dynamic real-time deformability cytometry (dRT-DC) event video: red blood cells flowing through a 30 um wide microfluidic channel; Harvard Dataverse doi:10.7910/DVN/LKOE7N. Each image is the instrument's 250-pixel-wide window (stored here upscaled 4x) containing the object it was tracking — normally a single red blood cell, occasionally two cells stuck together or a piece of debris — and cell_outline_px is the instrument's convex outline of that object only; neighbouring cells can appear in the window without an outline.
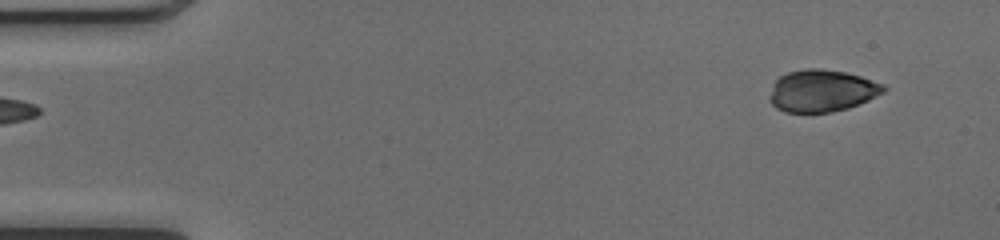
{"species": "common noctule bat (a hibernating species)", "species_latin": "Nyctalus noctula", "temperature_condition": "cold", "stored_images_in_passage": 47, "camera_frame_rate_fps": 3000, "um_per_image_px": 0.085, "animal": {"sex": "female", "body_mass_g": 17.0, "forearm_length_mm": 48.0}, "frame": {"image": 1, "passage_image": 1, "time_ms": 0.0, "image_size_px": [1000, 240], "cell_outline_px": [[888, 88], [884, 92], [868, 100], [848, 108], [832, 112], [784, 112], [776, 108], [768, 100], [768, 96], [772, 84], [780, 76], [788, 72], [808, 68], [820, 68], [844, 72], [860, 76], [884, 84]], "centroid_in_image_um": [69.83, 7.72], "position_along_channel_um": 15.2, "area_um2": 28.09}}
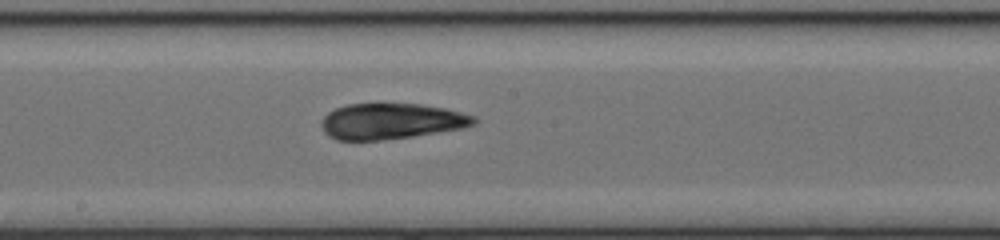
{"frame": {"image": 2, "passage_image": 24, "time_ms": 7.667, "image_size_px": [1000, 240], "cell_outline_px": [[480, 120], [476, 124], [464, 128], [412, 136], [380, 140], [336, 140], [328, 136], [324, 132], [320, 124], [320, 120], [328, 112], [336, 108], [348, 104], [420, 104], [444, 108], [476, 116]], "centroid_in_image_um": [33.26, 10.31], "position_along_channel_um": 214.9, "area_um2": 31.96}}
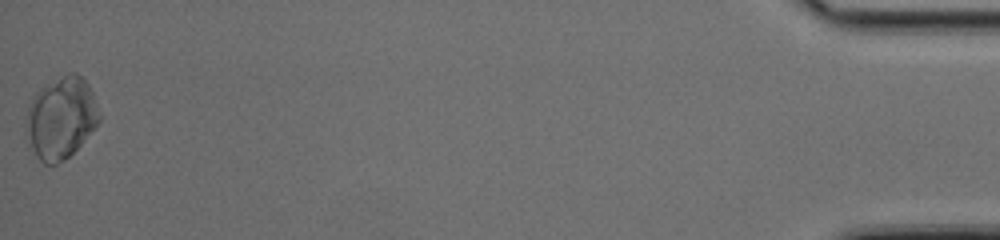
{"frame": {"image": 3, "passage_image": 47, "time_ms": 15.333, "image_size_px": [1000, 240], "cell_outline_px": [[100, 120], [80, 144], [64, 160], [56, 164], [44, 164], [36, 156], [24, 120], [28, 108], [36, 92], [40, 88], [68, 72], [76, 72], [88, 84], [92, 92], [100, 116]], "centroid_in_image_um": [5.19, 9.99], "position_along_channel_um": 430.0, "area_um2": 34.1}}